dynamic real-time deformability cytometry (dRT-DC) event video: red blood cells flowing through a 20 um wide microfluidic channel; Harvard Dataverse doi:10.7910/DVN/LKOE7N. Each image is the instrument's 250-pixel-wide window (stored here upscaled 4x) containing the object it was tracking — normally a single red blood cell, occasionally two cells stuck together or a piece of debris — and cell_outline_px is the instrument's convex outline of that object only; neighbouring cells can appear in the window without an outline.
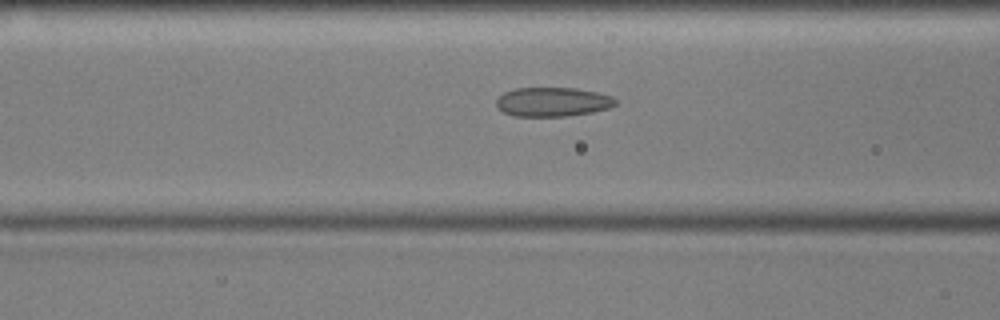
{"species": "common noctule bat (a hibernating species)", "species_latin": "Nyctalus noctula", "temperature_condition": "cold", "stored_images_in_passage": 15, "camera_frame_rate_fps": 3000, "um_per_image_px": 0.085, "animal": {"sex": "male", "body_mass_g": 17.9, "forearm_length_mm": 54.2}, "frame": {"image": 1, "passage_image": 13, "time_ms": 4.0, "image_size_px": [1000, 320], "cell_outline_px": [[616, 104], [608, 108], [592, 112], [568, 116], [516, 116], [504, 112], [496, 104], [496, 100], [504, 92], [516, 88], [576, 88], [596, 92], [612, 96], [616, 100]], "centroid_in_image_um": [46.99, 8.66], "position_along_channel_um": 119.6, "area_um2": 20.11}}